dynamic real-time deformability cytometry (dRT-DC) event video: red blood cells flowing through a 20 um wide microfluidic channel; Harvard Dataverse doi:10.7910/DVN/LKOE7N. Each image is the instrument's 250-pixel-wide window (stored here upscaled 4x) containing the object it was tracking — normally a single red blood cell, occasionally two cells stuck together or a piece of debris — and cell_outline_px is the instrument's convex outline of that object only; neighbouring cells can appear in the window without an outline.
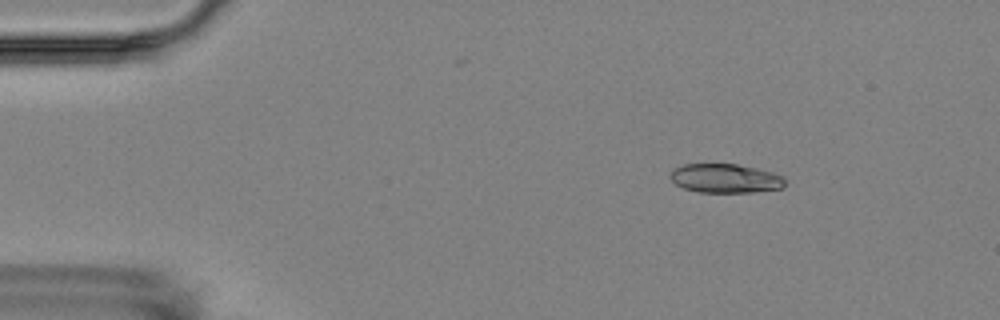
{"species": "Egyptian fruit bat (a non-hibernating species)", "species_latin": "Rousettus aegyptiacus", "temperature_condition": "room temperature", "stored_images_in_passage": 5, "camera_frame_rate_fps": 3000, "um_per_image_px": 0.085, "animal": {"sex": "female"}, "frame": {"image": 1, "passage_image": 3, "time_ms": 2.333, "image_size_px": [1000, 320], "cell_outline_px": [[784, 188], [756, 192], [700, 192], [684, 188], [676, 184], [668, 176], [676, 168], [684, 164], [736, 164], [756, 168], [772, 172], [784, 176]], "centroid_in_image_um": [61.68, 15.16], "position_along_channel_um": 23.3, "area_um2": 19.36}}